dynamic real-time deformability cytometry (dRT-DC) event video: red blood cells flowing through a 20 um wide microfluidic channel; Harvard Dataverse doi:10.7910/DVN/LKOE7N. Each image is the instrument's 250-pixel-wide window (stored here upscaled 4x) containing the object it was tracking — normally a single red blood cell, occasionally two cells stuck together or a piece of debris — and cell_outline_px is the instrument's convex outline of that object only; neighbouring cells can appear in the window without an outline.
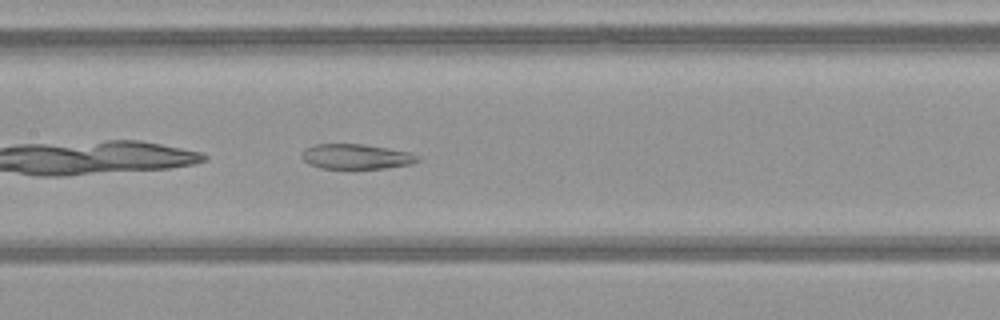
{"species": "common noctule bat (a hibernating species)", "species_latin": "Nyctalus noctula", "temperature_condition": "warm", "stored_images_in_passage": 32, "camera_frame_rate_fps": 3000, "um_per_image_px": 0.085, "animal": {"sex": "female", "body_mass_g": 21.9}, "frame": {"image": 1, "passage_image": 9, "time_ms": 2.667, "image_size_px": [1000, 320], "cell_outline_px": [[420, 160], [412, 164], [384, 168], [320, 168], [308, 164], [300, 156], [300, 152], [304, 148], [316, 144], [364, 144], [388, 148], [408, 152], [420, 156]], "centroid_in_image_um": [30.24, 13.3], "position_along_channel_um": 177.2, "area_um2": 16.99}}
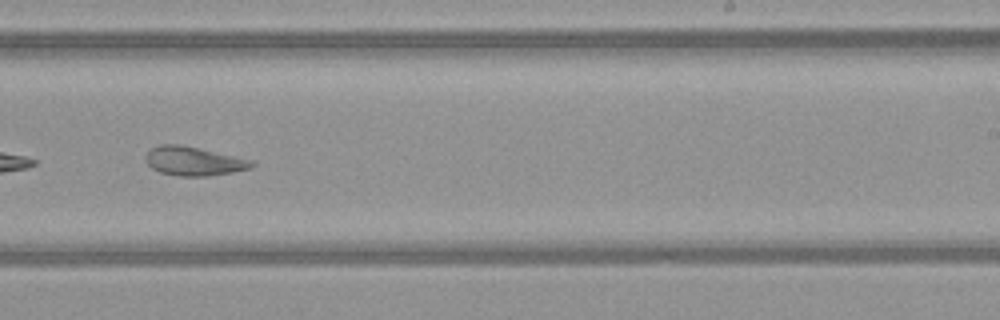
{"frame": {"image": 2, "passage_image": 16, "time_ms": 5.0, "image_size_px": [1000, 320], "cell_outline_px": [[256, 164], [252, 168], [232, 172], [208, 176], [180, 176], [160, 172], [152, 168], [144, 160], [144, 156], [152, 148], [160, 144], [180, 144], [200, 148], [256, 160]], "centroid_in_image_um": [16.51, 13.69], "position_along_channel_um": 272.5, "area_um2": 18.15}}
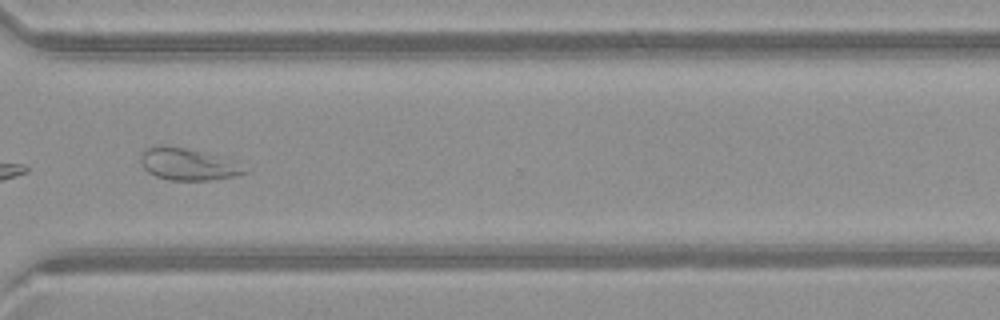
{"frame": {"image": 3, "passage_image": 22, "time_ms": 7.0, "image_size_px": [1000, 320], "cell_outline_px": [[252, 168], [248, 172], [236, 176], [208, 180], [168, 180], [156, 176], [148, 172], [144, 168], [140, 160], [140, 156], [144, 148], [156, 144], [164, 144], [204, 152]], "centroid_in_image_um": [15.95, 13.95], "position_along_channel_um": 354.7, "area_um2": 19.54}, "authors_computed_cell_mechanics": {"area_um2": 19.1318, "velocity_mm_per_s": 4.0999, "shape_relaxation_time_tau1_ms": null, "shape_relaxation_time_tau2_ms": 3.141, "deformation_change_tau1": null, "deformation_change_tau2": 0.1193}}